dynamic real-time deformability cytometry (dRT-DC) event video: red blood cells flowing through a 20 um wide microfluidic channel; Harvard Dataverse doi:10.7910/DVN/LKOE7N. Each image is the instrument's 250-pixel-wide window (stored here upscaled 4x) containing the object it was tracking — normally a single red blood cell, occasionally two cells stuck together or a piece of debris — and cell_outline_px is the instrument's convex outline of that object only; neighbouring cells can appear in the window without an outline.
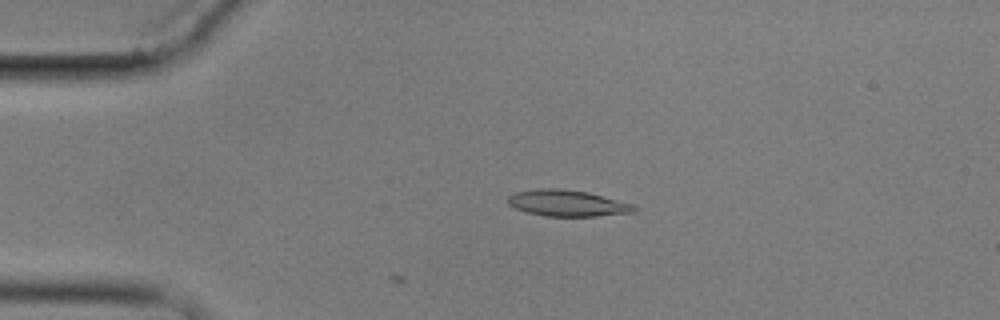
{"species": "common noctule bat (a hibernating species)", "species_latin": "Nyctalus noctula", "temperature_condition": "cold", "stored_images_in_passage": 16, "camera_frame_rate_fps": 3000, "um_per_image_px": 0.085, "animal": {"sex": "male", "body_mass_g": 17.9}, "frame": {"image": 1, "passage_image": 4, "time_ms": 3.333, "image_size_px": [1000, 320], "cell_outline_px": [[640, 208], [636, 212], [596, 216], [544, 216], [528, 212], [516, 208], [508, 204], [508, 196], [516, 192], [540, 188], [560, 188], [588, 192], [632, 204]], "centroid_in_image_um": [48.25, 17.27], "position_along_channel_um": 36.7, "area_um2": 19.31}}
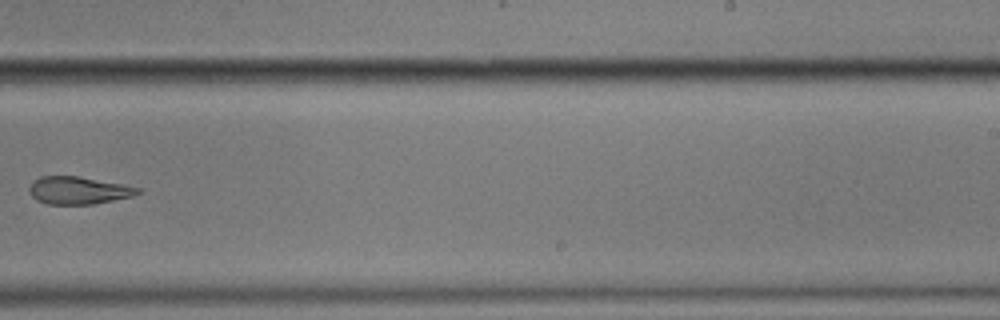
{"frame": {"image": 2, "passage_image": 10, "time_ms": 11.333, "image_size_px": [1000, 320], "cell_outline_px": [[140, 192], [132, 196], [92, 204], [48, 204], [36, 200], [28, 192], [28, 188], [40, 176], [80, 176], [140, 188]], "centroid_in_image_um": [6.62, 16.18], "position_along_channel_um": 282.4, "area_um2": 17.17}}
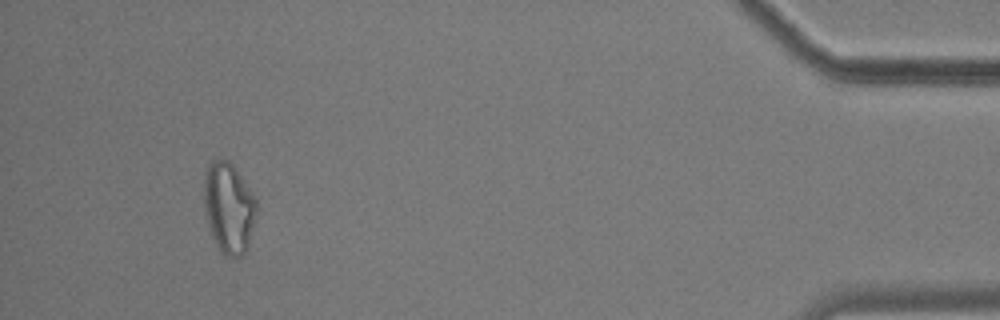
{"frame": {"image": 3, "passage_image": 15, "time_ms": 17.0, "image_size_px": [1000, 320], "cell_outline_px": [[256, 212], [248, 248], [240, 256], [224, 256], [220, 252], [208, 228], [204, 204], [204, 176], [208, 164], [212, 160], [220, 156], [228, 160], [232, 164], [256, 196]], "centroid_in_image_um": [19.43, 17.63], "position_along_channel_um": 415.8, "area_um2": 28.09}, "authors_computed_cell_mechanics": {"area_um2": 18.2648, "velocity_mm_per_s": 3.1714, "shape_relaxation_time_tau1_ms": 7.3699, "shape_relaxation_time_tau2_ms": null, "deformation_change_tau1": null, "deformation_change_tau2": null}}